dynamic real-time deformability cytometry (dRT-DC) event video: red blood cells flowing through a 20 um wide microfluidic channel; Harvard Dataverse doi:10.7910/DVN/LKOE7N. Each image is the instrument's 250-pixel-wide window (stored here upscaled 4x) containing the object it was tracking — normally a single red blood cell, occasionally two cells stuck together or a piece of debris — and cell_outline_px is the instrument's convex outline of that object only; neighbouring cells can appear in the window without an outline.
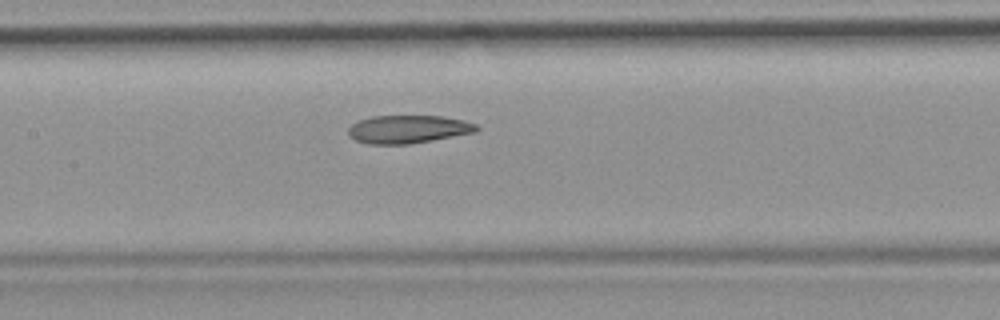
{"species": "common noctule bat (a hibernating species)", "species_latin": "Nyctalus noctula", "temperature_condition": "room temperature", "stored_images_in_passage": 33, "camera_frame_rate_fps": 3000, "um_per_image_px": 0.085, "animal": {"sex": "female", "body_mass_g": 19.9}, "frame": {"image": 1, "passage_image": 15, "time_ms": 4.667, "image_size_px": [1000, 320], "cell_outline_px": [[480, 128], [476, 132], [432, 140], [408, 144], [368, 144], [356, 140], [348, 136], [348, 128], [352, 124], [360, 120], [372, 116], [440, 116], [464, 120], [476, 124]], "centroid_in_image_um": [34.68, 10.98], "position_along_channel_um": 172.7, "area_um2": 20.92}}